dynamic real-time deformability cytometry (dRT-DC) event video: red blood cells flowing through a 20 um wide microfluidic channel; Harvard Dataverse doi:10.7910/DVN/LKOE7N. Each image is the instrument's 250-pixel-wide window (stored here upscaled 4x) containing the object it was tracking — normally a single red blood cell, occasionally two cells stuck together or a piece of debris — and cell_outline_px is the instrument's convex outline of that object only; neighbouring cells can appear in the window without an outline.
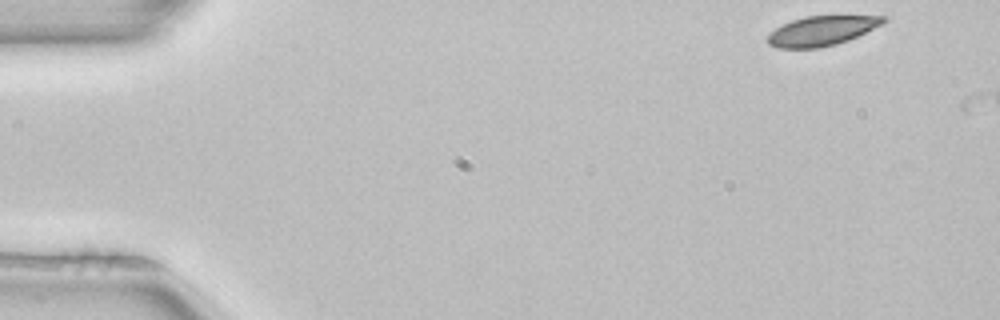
{"species": "common noctule bat (a hibernating species)", "species_latin": "Nyctalus noctula", "temperature_condition": "room temperature", "stored_images_in_passage": 2, "camera_frame_rate_fps": 3000, "um_per_image_px": 0.085, "animal": {"sex": "female", "body_mass_g": 22.7, "forearm_length_mm": 54.2}, "frame": {"image": 1, "passage_image": 1, "time_ms": 0.0, "image_size_px": [1000, 320], "cell_outline_px": [[888, 20], [884, 24], [848, 40], [836, 44], [820, 48], [780, 48], [768, 44], [764, 40], [776, 28], [792, 20], [804, 16], [888, 16]], "centroid_in_image_um": [69.87, 2.62], "position_along_channel_um": 15.1, "area_um2": 20.0}}